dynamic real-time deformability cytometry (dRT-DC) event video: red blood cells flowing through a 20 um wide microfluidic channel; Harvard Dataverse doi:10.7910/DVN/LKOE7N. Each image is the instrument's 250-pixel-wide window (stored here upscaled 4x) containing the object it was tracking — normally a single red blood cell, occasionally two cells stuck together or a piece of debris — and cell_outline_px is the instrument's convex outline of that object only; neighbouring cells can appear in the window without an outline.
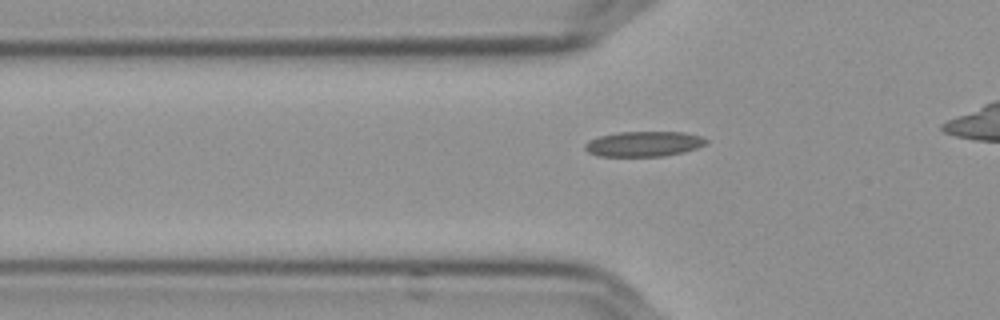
{"species": "Egyptian fruit bat (a non-hibernating species)", "species_latin": "Rousettus aegyptiacus", "temperature_condition": "cold", "stored_images_in_passage": 40, "camera_frame_rate_fps": 3000, "um_per_image_px": 0.085, "frame": {"image": 1, "passage_image": 9, "time_ms": 2.667, "image_size_px": [1000, 320], "cell_outline_px": [[708, 140], [704, 144], [696, 148], [684, 152], [664, 156], [596, 156], [588, 152], [584, 148], [584, 144], [588, 140], [600, 136], [620, 132], [684, 132], [700, 136]], "centroid_in_image_um": [54.69, 12.23], "position_along_channel_um": 71.1, "area_um2": 17.74}}
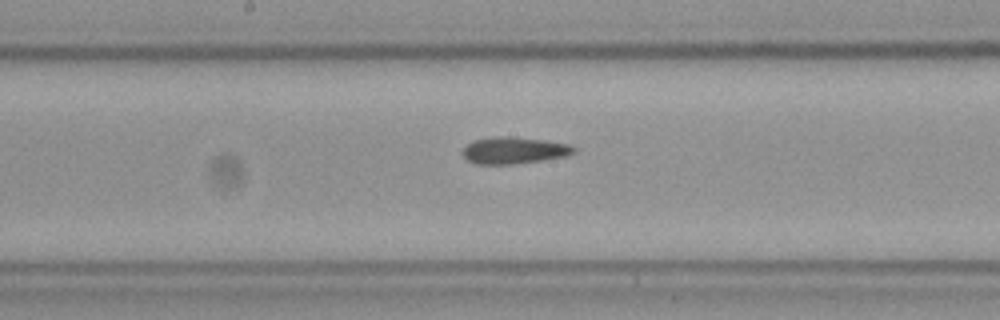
{"frame": {"image": 2, "passage_image": 20, "time_ms": 6.333, "image_size_px": [1000, 320], "cell_outline_px": [[576, 152], [564, 156], [544, 160], [512, 164], [476, 164], [468, 160], [460, 152], [468, 144], [476, 140], [496, 136], [508, 136], [544, 140], [568, 144], [576, 148]], "centroid_in_image_um": [43.69, 12.78], "position_along_channel_um": 204.5, "area_um2": 17.22}}
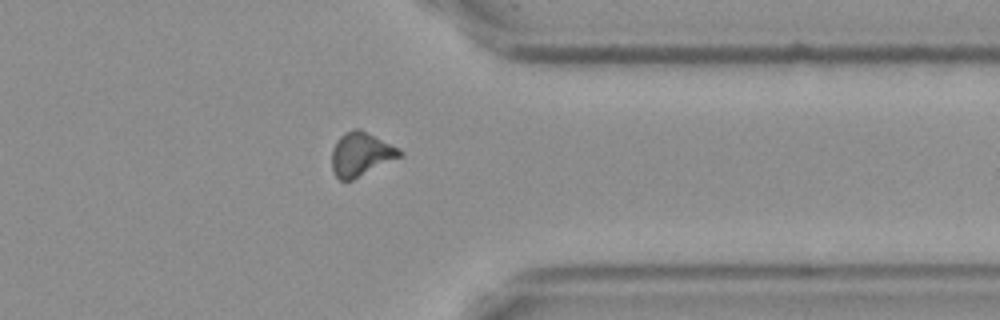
{"frame": {"image": 3, "passage_image": 35, "time_ms": 11.333, "image_size_px": [1000, 320], "cell_outline_px": [[404, 152], [400, 156], [352, 180], [340, 180], [332, 172], [332, 148], [336, 140], [344, 132], [352, 128], [360, 128], [400, 148]], "centroid_in_image_um": [30.65, 13.07], "position_along_channel_um": 380.8, "area_um2": 17.34}, "authors_computed_cell_mechanics": {"area_um2": 17.3111, "velocity_mm_per_s": 3.6182, "shape_relaxation_time_tau1_ms": null, "shape_relaxation_time_tau2_ms": 5.8401, "deformation_change_tau1": null, "deformation_change_tau2": 0.1238}}